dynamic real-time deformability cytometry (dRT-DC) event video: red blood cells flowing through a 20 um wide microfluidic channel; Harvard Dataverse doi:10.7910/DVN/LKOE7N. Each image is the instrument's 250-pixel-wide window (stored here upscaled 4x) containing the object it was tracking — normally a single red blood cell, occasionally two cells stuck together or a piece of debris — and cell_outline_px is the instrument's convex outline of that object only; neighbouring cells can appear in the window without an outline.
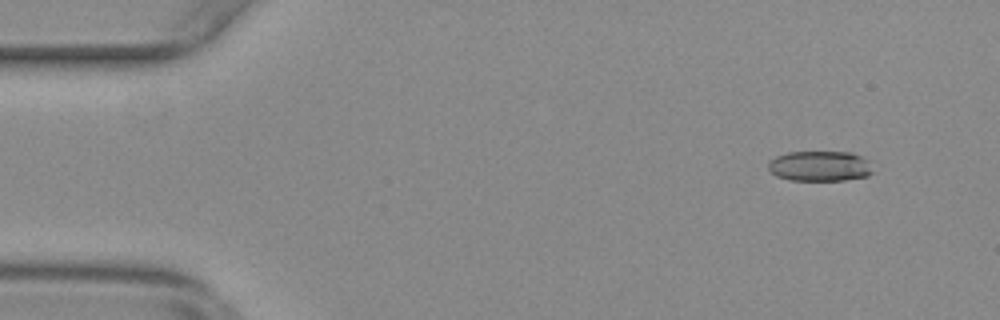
{"species": "common noctule bat (a hibernating species)", "species_latin": "Nyctalus noctula", "temperature_condition": "warm", "stored_images_in_passage": 52, "camera_frame_rate_fps": 3000, "um_per_image_px": 0.085, "animal": {"sex": "female", "body_mass_g": 29.2, "forearm_length_mm": 56.3}, "frame": {"image": 1, "passage_image": 5, "time_ms": 1.333, "image_size_px": [1000, 320], "cell_outline_px": [[872, 172], [868, 176], [844, 180], [788, 180], [776, 176], [768, 168], [768, 160], [776, 156], [788, 152], [852, 152], [868, 160]], "centroid_in_image_um": [69.66, 14.11], "position_along_channel_um": 15.3, "area_um2": 18.5}}
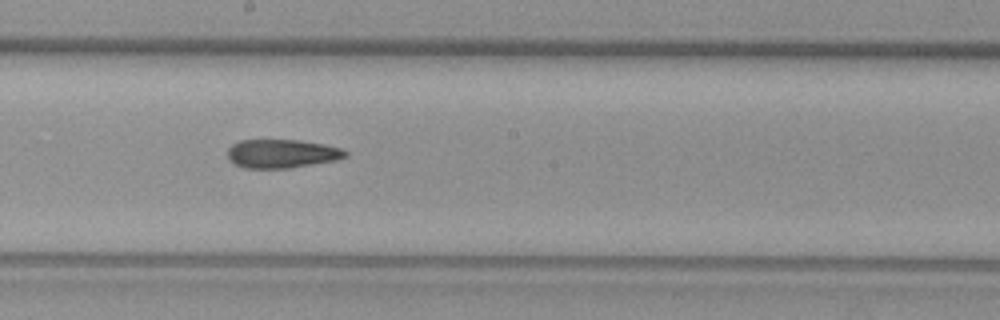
{"frame": {"image": 2, "passage_image": 30, "time_ms": 9.667, "image_size_px": [1000, 320], "cell_outline_px": [[348, 156], [336, 160], [288, 168], [244, 168], [228, 160], [228, 148], [232, 144], [240, 140], [296, 140], [324, 144], [344, 148], [348, 152]], "centroid_in_image_um": [23.97, 13.05], "position_along_channel_um": 224.2, "area_um2": 19.71}}
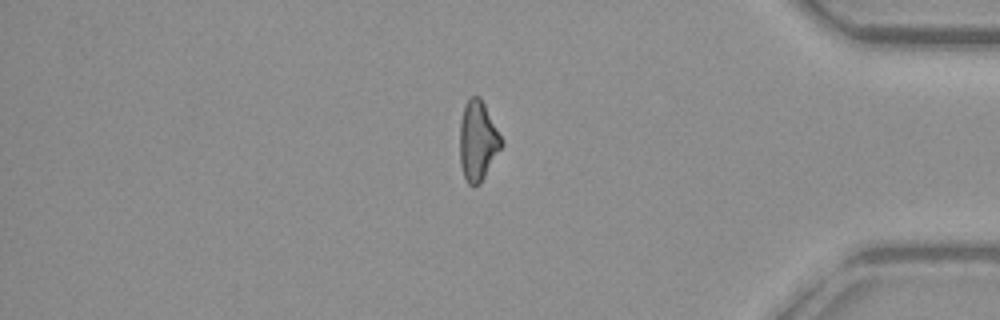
{"frame": {"image": 3, "passage_image": 46, "time_ms": 15.0, "image_size_px": [1000, 320], "cell_outline_px": [[504, 144], [480, 184], [472, 188], [468, 184], [464, 176], [460, 164], [460, 120], [464, 104], [472, 96], [480, 96], [504, 140]], "centroid_in_image_um": [40.62, 11.99], "position_along_channel_um": 394.6, "area_um2": 19.65}, "authors_computed_cell_mechanics": {"area_um2": 19.8832, "velocity_mm_per_s": 3.8002, "shape_relaxation_time_tau1_ms": 11.0557, "shape_relaxation_time_tau2_ms": 5.7016, "deformation_change_tau1": 0.2533, "deformation_change_tau2": 0.1648}}